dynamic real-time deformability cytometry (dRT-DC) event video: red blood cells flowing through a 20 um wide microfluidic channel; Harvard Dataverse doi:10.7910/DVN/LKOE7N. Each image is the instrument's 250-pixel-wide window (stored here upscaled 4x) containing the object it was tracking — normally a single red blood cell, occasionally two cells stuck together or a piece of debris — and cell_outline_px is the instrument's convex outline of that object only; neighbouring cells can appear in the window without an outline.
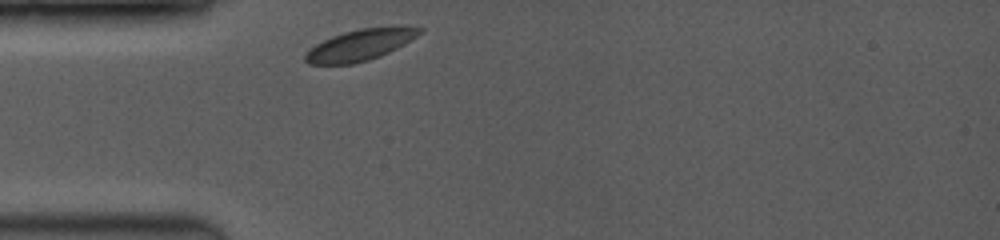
{"species": "common noctule bat (a hibernating species)", "species_latin": "Nyctalus noctula", "temperature_condition": "room temperature", "stored_images_in_passage": 19, "camera_frame_rate_fps": 3500, "um_per_image_px": 0.085, "animal": {"sex": "female", "body_mass_g": 19.0, "forearm_length_mm": 53.3}, "frame": {"image": 1, "passage_image": 1, "time_ms": 0.0, "image_size_px": [1000, 240], "cell_outline_px": [[424, 32], [404, 44], [380, 56], [368, 60], [352, 64], [308, 64], [304, 60], [304, 56], [316, 44], [332, 36], [344, 32], [360, 28], [424, 28]], "centroid_in_image_um": [30.57, 3.85], "position_along_channel_um": 54.4, "area_um2": 20.17}}
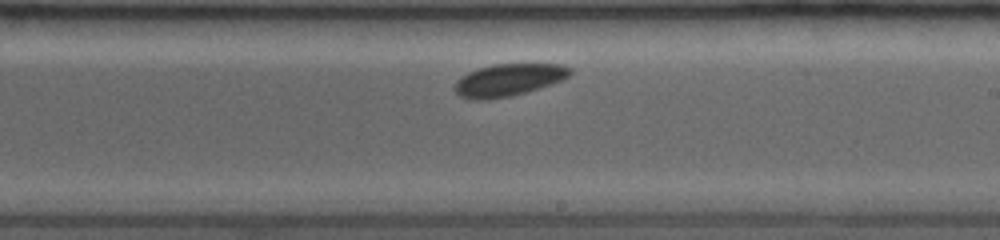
{"frame": {"image": 2, "passage_image": 11, "time_ms": 5.143, "image_size_px": [1000, 240], "cell_outline_px": [[572, 72], [564, 80], [512, 96], [488, 100], [476, 100], [460, 96], [456, 92], [456, 80], [460, 76], [476, 68], [492, 64], [560, 64], [568, 68]], "centroid_in_image_um": [43.19, 6.79], "position_along_channel_um": 245.8, "area_um2": 21.68}}
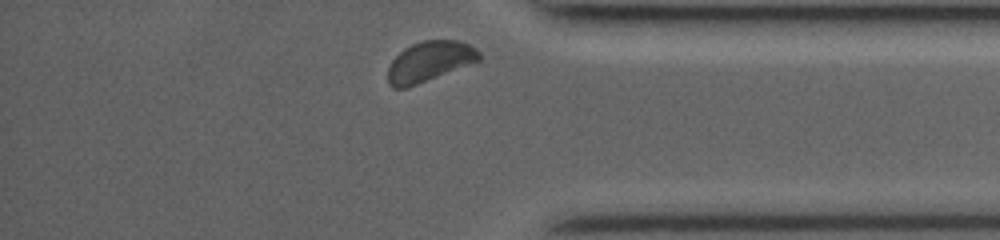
{"frame": {"image": 3, "passage_image": 19, "time_ms": 9.143, "image_size_px": [1000, 240], "cell_outline_px": [[480, 60], [408, 88], [392, 88], [388, 84], [388, 68], [392, 60], [404, 48], [412, 44], [424, 40], [460, 40], [476, 48], [480, 52]], "centroid_in_image_um": [36.49, 5.23], "position_along_channel_um": 398.7, "area_um2": 21.39}}